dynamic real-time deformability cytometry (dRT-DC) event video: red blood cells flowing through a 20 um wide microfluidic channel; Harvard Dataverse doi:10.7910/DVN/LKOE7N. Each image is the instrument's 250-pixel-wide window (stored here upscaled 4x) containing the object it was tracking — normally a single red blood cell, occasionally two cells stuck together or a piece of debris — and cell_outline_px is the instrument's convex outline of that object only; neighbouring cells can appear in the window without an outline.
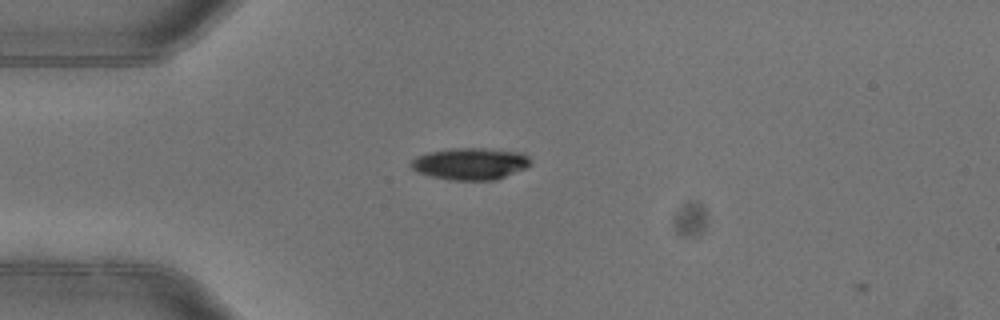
{"species": "common noctule bat (a hibernating species)", "species_latin": "Nyctalus noctula", "temperature_condition": "warm", "stored_images_in_passage": 1, "camera_frame_rate_fps": 3000, "um_per_image_px": 0.085, "animal": {"sex": "female"}, "frame": {"image": 1, "passage_image": 1, "time_ms": 0.0, "image_size_px": [1000, 320], "cell_outline_px": [[532, 164], [528, 168], [496, 180], [452, 180], [432, 176], [416, 172], [408, 164], [416, 156], [428, 152], [452, 148], [484, 148], [524, 152], [528, 156]], "centroid_in_image_um": [40.01, 13.91], "position_along_channel_um": 45.0, "area_um2": 22.54}}